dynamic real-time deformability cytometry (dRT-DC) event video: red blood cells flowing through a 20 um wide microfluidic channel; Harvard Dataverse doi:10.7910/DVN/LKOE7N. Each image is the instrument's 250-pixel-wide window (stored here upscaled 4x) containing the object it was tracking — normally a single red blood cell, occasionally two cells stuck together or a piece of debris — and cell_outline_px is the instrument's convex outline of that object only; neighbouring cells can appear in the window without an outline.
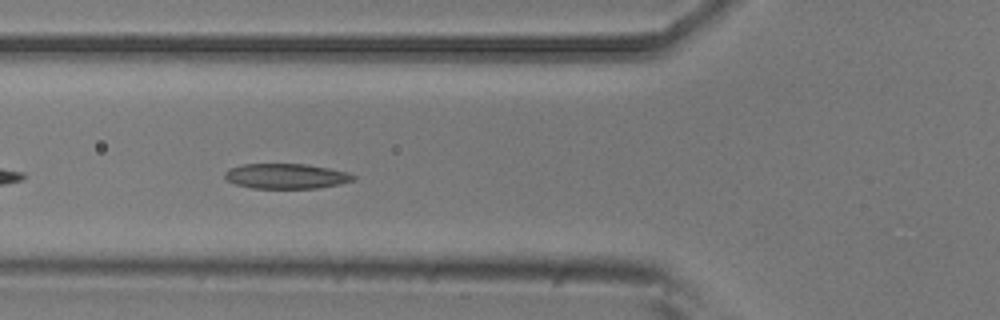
{"species": "common noctule bat (a hibernating species)", "species_latin": "Nyctalus noctula", "temperature_condition": "room temperature", "stored_images_in_passage": 34, "camera_frame_rate_fps": 3000, "um_per_image_px": 0.085, "animal": {"sex": "male", "body_mass_g": 20.5, "forearm_length_mm": 52.5}, "frame": {"image": 1, "passage_image": 6, "time_ms": 1.667, "image_size_px": [1000, 320], "cell_outline_px": [[356, 180], [340, 184], [316, 188], [252, 188], [236, 184], [228, 180], [224, 176], [224, 172], [228, 168], [244, 164], [304, 164], [328, 168], [348, 172], [356, 176]], "centroid_in_image_um": [24.33, 14.97], "position_along_channel_um": 101.5, "area_um2": 18.79}}
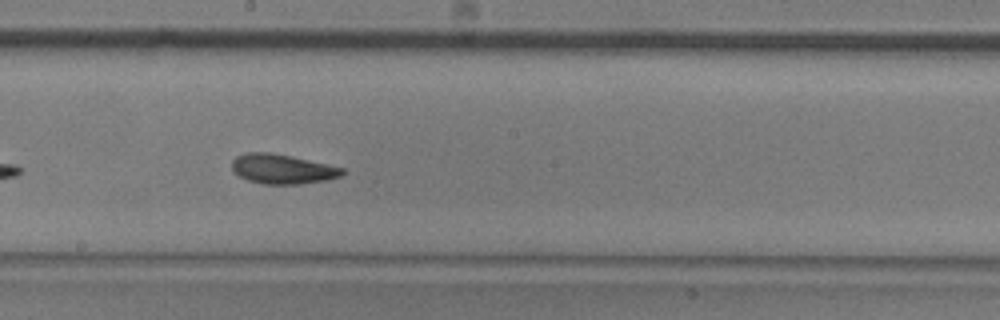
{"frame": {"image": 2, "passage_image": 16, "time_ms": 5.0, "image_size_px": [1000, 320], "cell_outline_px": [[344, 172], [340, 176], [328, 180], [300, 184], [264, 184], [248, 180], [232, 172], [232, 160], [236, 156], [248, 152], [268, 152], [292, 156], [344, 168]], "centroid_in_image_um": [23.98, 14.36], "position_along_channel_um": 224.2, "area_um2": 19.07}}
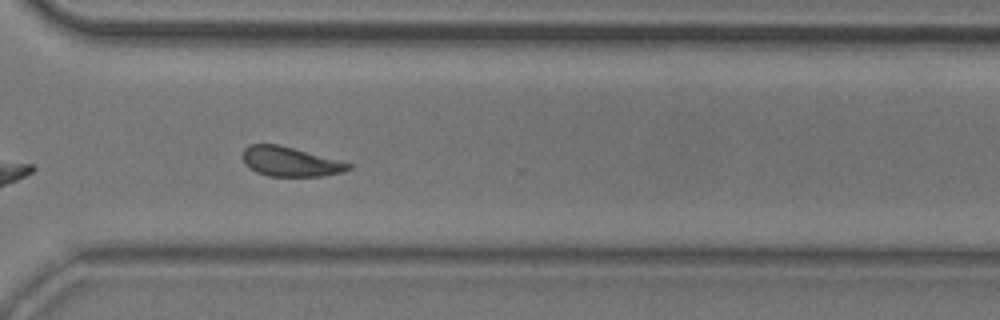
{"frame": {"image": 3, "passage_image": 26, "time_ms": 8.333, "image_size_px": [1000, 320], "cell_outline_px": [[352, 168], [344, 172], [324, 176], [268, 176], [256, 172], [244, 164], [244, 148], [248, 144], [280, 144], [352, 164]], "centroid_in_image_um": [24.67, 13.74], "position_along_channel_um": 345.9, "area_um2": 18.21}, "authors_computed_cell_mechanics": {"area_um2": 18.8717, "velocity_mm_per_s": 3.6704, "shape_relaxation_time_tau1_ms": 5.4211, "shape_relaxation_time_tau2_ms": 3.1322, "deformation_change_tau1": 0.1347, "deformation_change_tau2": 0.0956}}